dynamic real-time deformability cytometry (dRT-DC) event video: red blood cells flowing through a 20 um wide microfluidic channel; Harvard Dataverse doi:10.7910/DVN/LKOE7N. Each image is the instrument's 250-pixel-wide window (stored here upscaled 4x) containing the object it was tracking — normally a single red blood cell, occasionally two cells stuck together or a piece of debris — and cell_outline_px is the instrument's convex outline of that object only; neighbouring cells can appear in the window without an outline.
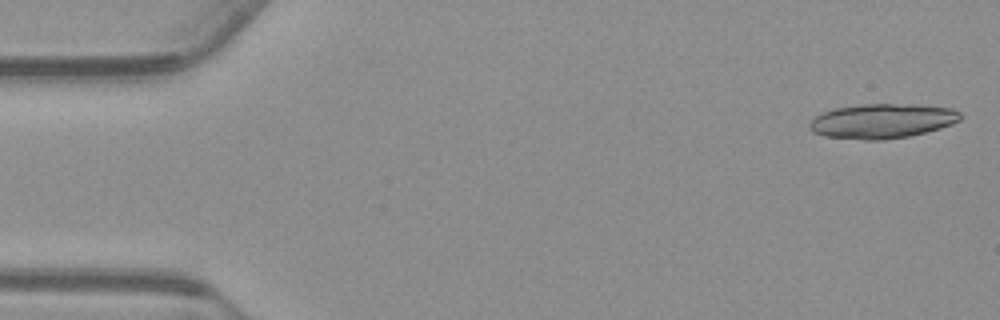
{"species": "common noctule bat (a hibernating species)", "species_latin": "Nyctalus noctula", "temperature_condition": "warm", "stored_images_in_passage": 18, "camera_frame_rate_fps": 3000, "um_per_image_px": 0.085, "animal": {"sex": "male", "body_mass_g": 23.1, "forearm_length_mm": 52.7}, "frame": {"image": 1, "passage_image": 2, "time_ms": 0.333, "image_size_px": [1000, 320], "cell_outline_px": [[964, 116], [960, 120], [952, 124], [940, 128], [908, 136], [884, 140], [864, 140], [824, 136], [812, 132], [808, 128], [808, 124], [816, 116], [832, 108], [864, 104], [912, 104], [952, 108], [960, 112]], "centroid_in_image_um": [74.98, 10.28], "position_along_channel_um": 10.0, "area_um2": 30.58}}